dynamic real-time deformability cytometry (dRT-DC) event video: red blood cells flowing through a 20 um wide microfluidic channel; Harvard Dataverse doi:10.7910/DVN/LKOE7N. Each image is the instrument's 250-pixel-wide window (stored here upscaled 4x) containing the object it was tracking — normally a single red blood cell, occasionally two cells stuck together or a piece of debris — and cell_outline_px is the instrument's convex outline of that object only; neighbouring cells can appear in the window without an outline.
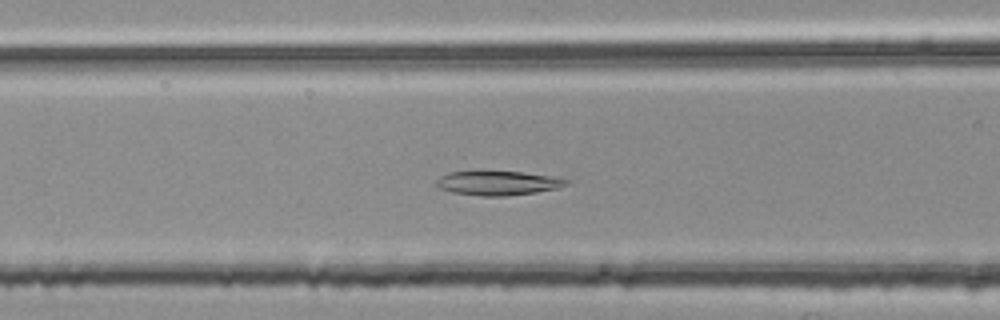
{"species": "common noctule bat (a hibernating species)", "species_latin": "Nyctalus noctula", "temperature_condition": "room temperature", "stored_images_in_passage": 39, "camera_frame_rate_fps": 3000, "um_per_image_px": 0.085, "animal": {"sex": "female", "body_mass_g": 25.1}, "frame": {"image": 1, "passage_image": 9, "time_ms": 2.667, "image_size_px": [1000, 320], "cell_outline_px": [[572, 184], [556, 188], [536, 192], [504, 196], [484, 196], [452, 192], [440, 188], [432, 184], [440, 176], [448, 172], [484, 168], [520, 172], [552, 176], [572, 180]], "centroid_in_image_um": [42.28, 15.51], "position_along_channel_um": 124.3, "area_um2": 19.36}}
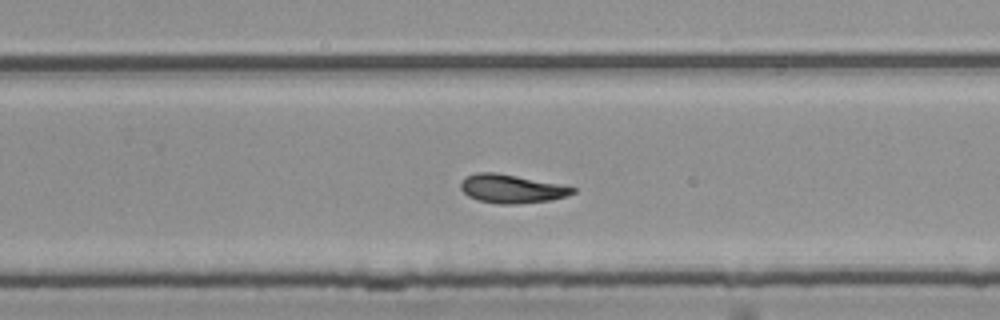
{"frame": {"image": 2, "passage_image": 22, "time_ms": 7.0, "image_size_px": [1000, 320], "cell_outline_px": [[576, 192], [568, 196], [552, 200], [516, 204], [496, 204], [480, 200], [468, 196], [460, 188], [460, 184], [468, 176], [476, 172], [496, 172], [568, 184], [576, 188]], "centroid_in_image_um": [43.59, 16.03], "position_along_channel_um": 286.2, "area_um2": 19.07}}
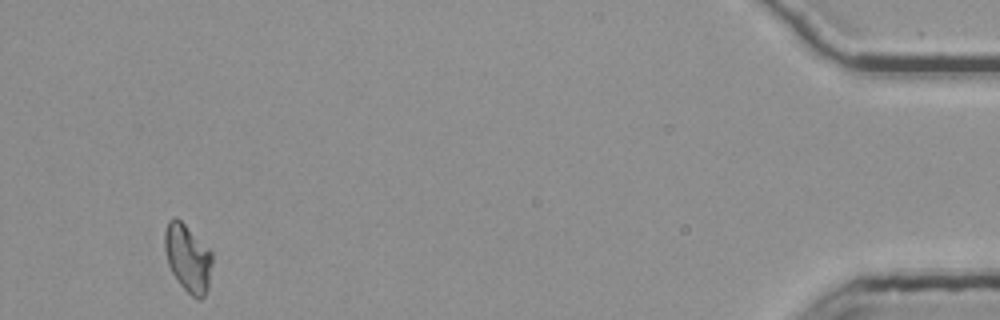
{"frame": {"image": 3, "passage_image": 39, "time_ms": 12.667, "image_size_px": [1000, 320], "cell_outline_px": [[212, 264], [208, 288], [204, 296], [200, 300], [196, 300], [180, 284], [172, 272], [168, 264], [164, 248], [164, 232], [168, 220], [172, 216], [176, 216], [212, 252]], "centroid_in_image_um": [15.95, 21.93], "position_along_channel_um": 419.2, "area_um2": 18.73}, "authors_computed_cell_mechanics": {"area_um2": 18.6116, "velocity_mm_per_s": 3.7479, "shape_relaxation_time_tau1_ms": null, "shape_relaxation_time_tau2_ms": 7.5135, "deformation_change_tau1": null, "deformation_change_tau2": 0.1395}}